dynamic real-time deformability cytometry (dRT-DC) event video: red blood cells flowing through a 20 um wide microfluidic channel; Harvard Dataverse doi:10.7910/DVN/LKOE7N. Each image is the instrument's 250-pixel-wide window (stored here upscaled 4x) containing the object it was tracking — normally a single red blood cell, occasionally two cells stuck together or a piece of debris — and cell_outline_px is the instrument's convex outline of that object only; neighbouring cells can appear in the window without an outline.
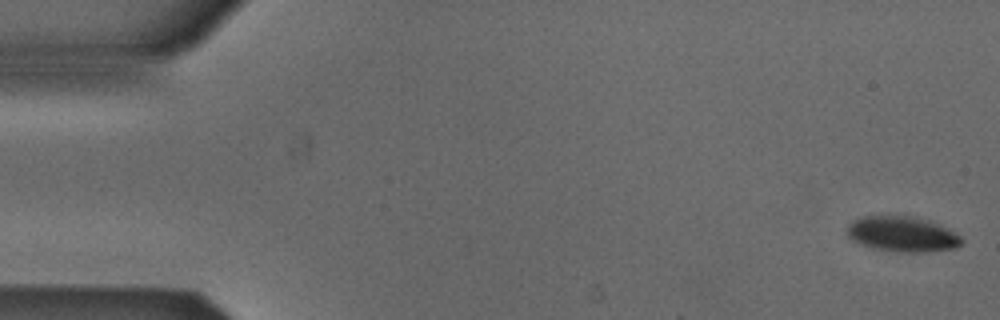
{"species": "Egyptian fruit bat (a non-hibernating species)", "species_latin": "Rousettus aegyptiacus", "temperature_condition": "cold", "stored_images_in_passage": 53, "camera_frame_rate_fps": 3000, "um_per_image_px": 0.085, "animal": {"sex": "male"}, "frame": {"image": 1, "passage_image": 1, "time_ms": 0.0, "image_size_px": [1000, 320], "cell_outline_px": [[964, 240], [960, 244], [952, 248], [924, 252], [900, 252], [872, 248], [860, 244], [852, 240], [848, 236], [848, 224], [852, 220], [864, 216], [912, 216], [928, 220], [948, 228], [956, 232]], "centroid_in_image_um": [76.68, 19.89], "position_along_channel_um": 8.3, "area_um2": 23.52}}
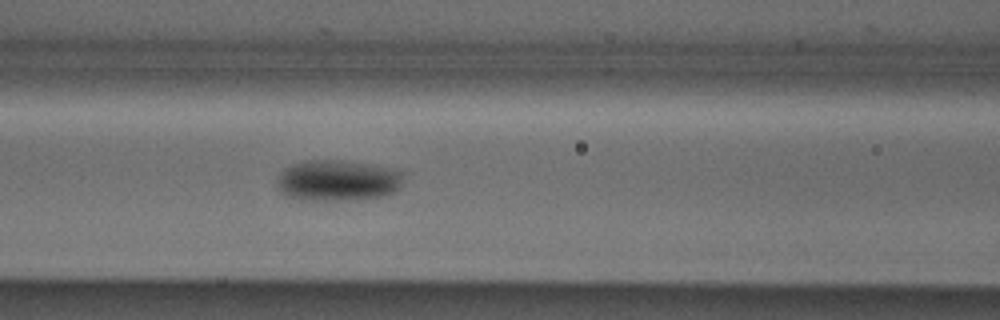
{"frame": {"image": 2, "passage_image": 22, "time_ms": 7.0, "image_size_px": [1000, 320], "cell_outline_px": [[404, 184], [400, 188], [392, 192], [380, 196], [348, 200], [300, 200], [288, 196], [280, 192], [276, 188], [276, 184], [280, 172], [284, 168], [292, 164], [304, 160], [340, 160], [368, 164], [392, 168], [404, 172]], "centroid_in_image_um": [28.69, 15.33], "position_along_channel_um": 137.9, "area_um2": 30.58}}
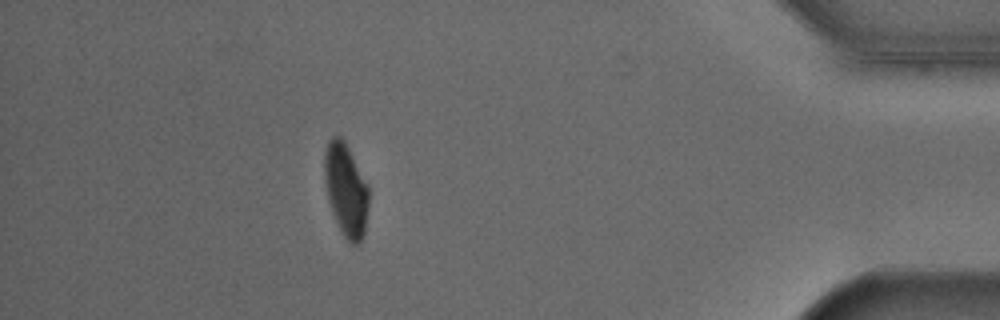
{"frame": {"image": 3, "passage_image": 47, "time_ms": 15.333, "image_size_px": [1000, 320], "cell_outline_px": [[368, 204], [364, 232], [360, 244], [352, 244], [344, 236], [332, 212], [328, 200], [324, 180], [324, 152], [328, 140], [332, 136], [340, 136], [344, 140], [368, 184]], "centroid_in_image_um": [29.39, 16.1], "position_along_channel_um": 405.8, "area_um2": 23.87}, "authors_computed_cell_mechanics": {"area_um2": 26.7036, "velocity_mm_per_s": 3.8435, "shape_relaxation_time_tau1_ms": 2.2427, "shape_relaxation_time_tau2_ms": null, "deformation_change_tau1": 0.11, "deformation_change_tau2": null}}